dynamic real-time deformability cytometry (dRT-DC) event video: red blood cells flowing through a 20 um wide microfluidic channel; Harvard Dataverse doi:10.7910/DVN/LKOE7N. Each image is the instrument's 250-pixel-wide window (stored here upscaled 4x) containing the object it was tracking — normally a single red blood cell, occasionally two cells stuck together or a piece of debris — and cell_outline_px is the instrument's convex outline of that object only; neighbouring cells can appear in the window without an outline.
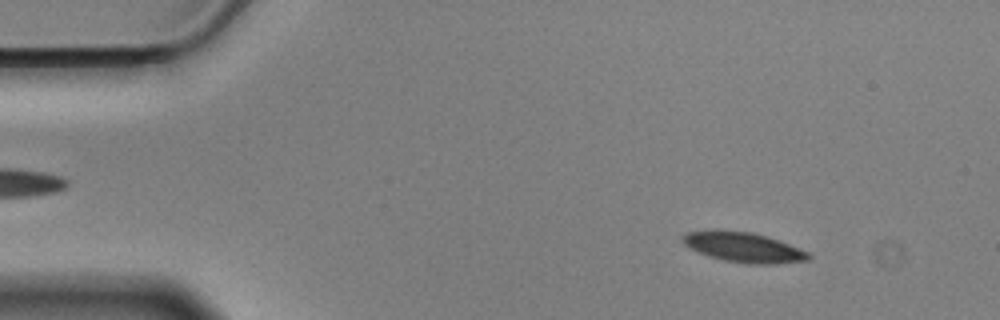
{"species": "Egyptian fruit bat (a non-hibernating species)", "species_latin": "Rousettus aegyptiacus", "temperature_condition": "cold", "stored_images_in_passage": 54, "camera_frame_rate_fps": 3000, "um_per_image_px": 0.085, "animal": {"sex": "male"}, "frame": {"image": 1, "passage_image": 4, "time_ms": 1.0, "image_size_px": [1000, 320], "cell_outline_px": [[812, 256], [808, 260], [776, 264], [744, 264], [724, 260], [708, 256], [696, 252], [688, 248], [680, 240], [680, 236], [688, 232], [752, 232], [788, 244], [808, 252]], "centroid_in_image_um": [63.18, 21.06], "position_along_channel_um": 21.8, "area_um2": 21.44}}
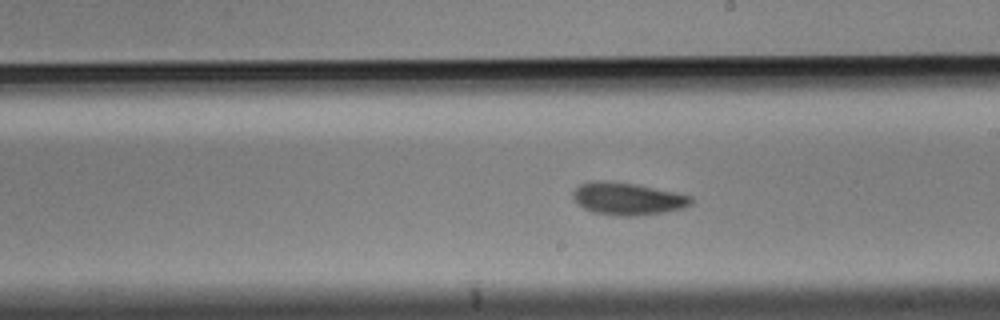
{"frame": {"image": 2, "passage_image": 29, "time_ms": 9.333, "image_size_px": [1000, 320], "cell_outline_px": [[692, 204], [684, 208], [664, 212], [636, 216], [616, 216], [592, 212], [584, 208], [572, 196], [572, 192], [580, 184], [592, 180], [608, 180], [636, 184], [676, 192], [692, 196]], "centroid_in_image_um": [53.35, 16.88], "position_along_channel_um": 235.6, "area_um2": 22.48}}
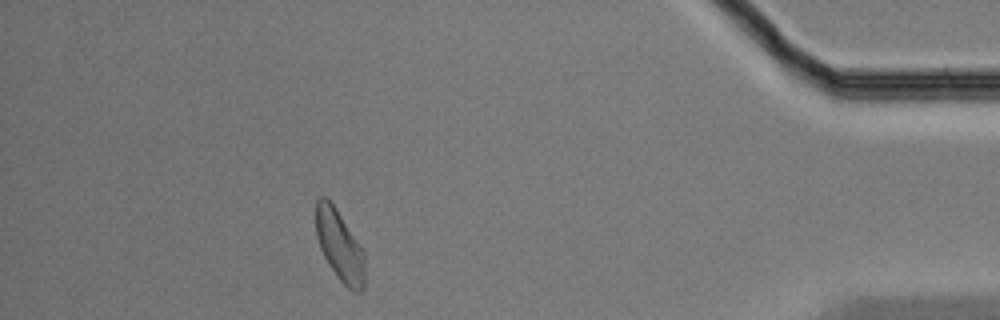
{"frame": {"image": 3, "passage_image": 48, "time_ms": 15.667, "image_size_px": [1000, 320], "cell_outline_px": [[364, 288], [360, 292], [356, 292], [348, 288], [340, 280], [328, 264], [320, 248], [316, 236], [316, 200], [320, 196], [324, 196], [336, 208], [364, 248]], "centroid_in_image_um": [28.88, 20.87], "position_along_channel_um": 406.3, "area_um2": 20.35}, "authors_computed_cell_mechanics": {"area_um2": 21.5594, "velocity_mm_per_s": 3.4822, "shape_relaxation_time_tau1_ms": 5.0177, "shape_relaxation_time_tau2_ms": 5.4823, "deformation_change_tau1": 0.1007, "deformation_change_tau2": 0.1024}}